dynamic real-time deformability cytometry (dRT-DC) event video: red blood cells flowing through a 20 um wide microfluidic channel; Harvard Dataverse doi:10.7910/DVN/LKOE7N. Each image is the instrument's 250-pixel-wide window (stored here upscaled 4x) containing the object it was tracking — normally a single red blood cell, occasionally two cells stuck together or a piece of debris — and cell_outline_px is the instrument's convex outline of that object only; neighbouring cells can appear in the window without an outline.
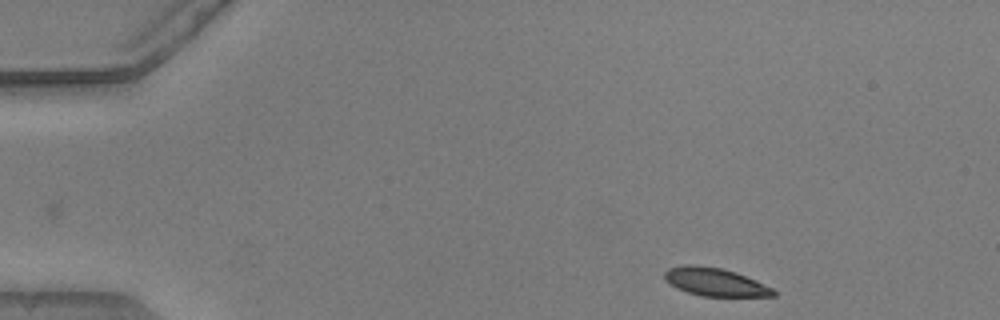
{"species": "common noctule bat (a hibernating species)", "species_latin": "Nyctalus noctula", "temperature_condition": "warm", "stored_images_in_passage": 41, "camera_frame_rate_fps": 3000, "um_per_image_px": 0.085, "animal": {"sex": "male", "body_mass_g": 20.5, "forearm_length_mm": 52.5}, "frame": {"image": 1, "passage_image": 1, "time_ms": 0.0, "image_size_px": [1000, 320], "cell_outline_px": [[776, 296], [700, 296], [676, 288], [668, 284], [664, 280], [664, 272], [668, 268], [684, 264], [688, 264], [720, 268], [736, 272], [772, 288], [776, 292]], "centroid_in_image_um": [60.72, 23.97], "position_along_channel_um": 24.3, "area_um2": 17.74}}
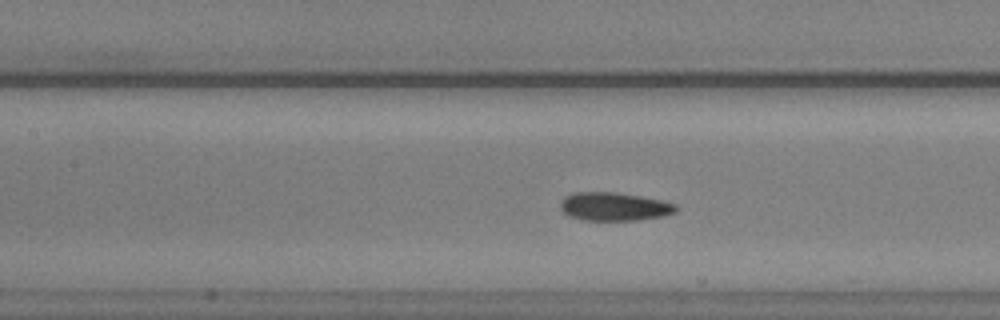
{"frame": {"image": 2, "passage_image": 18, "time_ms": 5.667, "image_size_px": [1000, 320], "cell_outline_px": [[676, 212], [660, 216], [640, 220], [580, 220], [568, 216], [560, 208], [560, 204], [564, 196], [572, 192], [612, 192], [640, 196], [660, 200], [676, 204]], "centroid_in_image_um": [52.15, 17.56], "position_along_channel_um": 155.3, "area_um2": 19.07}}
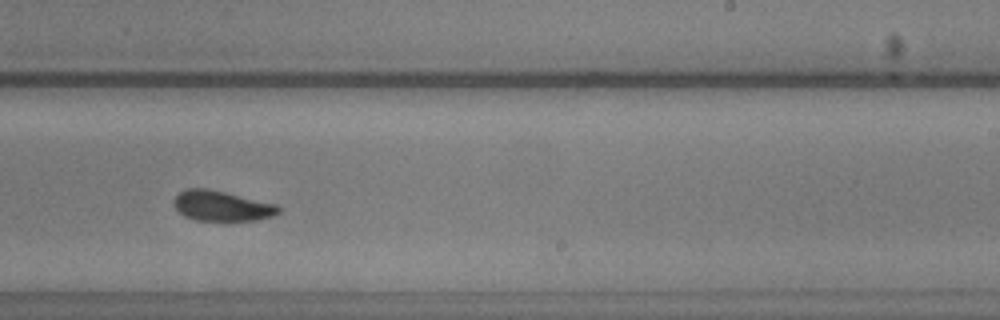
{"frame": {"image": 3, "passage_image": 27, "time_ms": 8.667, "image_size_px": [1000, 320], "cell_outline_px": [[280, 212], [272, 216], [256, 220], [196, 220], [184, 216], [176, 208], [176, 196], [184, 188], [208, 188], [276, 204], [280, 208]], "centroid_in_image_um": [18.86, 17.49], "position_along_channel_um": 270.1, "area_um2": 18.15}, "authors_computed_cell_mechanics": {"area_um2": 18.8428, "velocity_mm_per_s": 3.8471, "shape_relaxation_time_tau1_ms": 2.7126, "shape_relaxation_time_tau2_ms": 1.7949, "deformation_change_tau1": 0.1206, "deformation_change_tau2": 0.0858}}